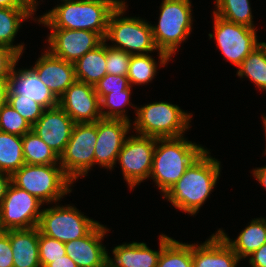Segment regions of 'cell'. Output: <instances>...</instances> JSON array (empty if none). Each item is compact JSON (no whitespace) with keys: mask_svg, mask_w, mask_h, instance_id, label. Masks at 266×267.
<instances>
[{"mask_svg":"<svg viewBox=\"0 0 266 267\" xmlns=\"http://www.w3.org/2000/svg\"><path fill=\"white\" fill-rule=\"evenodd\" d=\"M131 123L122 119L97 120V142L94 152V165L114 169L119 152L123 147Z\"/></svg>","mask_w":266,"mask_h":267,"instance_id":"obj_15","label":"cell"},{"mask_svg":"<svg viewBox=\"0 0 266 267\" xmlns=\"http://www.w3.org/2000/svg\"><path fill=\"white\" fill-rule=\"evenodd\" d=\"M262 121H263V126H264V131H265V140H266V116L262 115ZM266 154V147H265V151H264Z\"/></svg>","mask_w":266,"mask_h":267,"instance_id":"obj_48","label":"cell"},{"mask_svg":"<svg viewBox=\"0 0 266 267\" xmlns=\"http://www.w3.org/2000/svg\"><path fill=\"white\" fill-rule=\"evenodd\" d=\"M11 183L37 197L43 203L60 201L72 192L74 183L60 165L24 164L11 175Z\"/></svg>","mask_w":266,"mask_h":267,"instance_id":"obj_6","label":"cell"},{"mask_svg":"<svg viewBox=\"0 0 266 267\" xmlns=\"http://www.w3.org/2000/svg\"><path fill=\"white\" fill-rule=\"evenodd\" d=\"M254 178L266 189V165L252 170Z\"/></svg>","mask_w":266,"mask_h":267,"instance_id":"obj_44","label":"cell"},{"mask_svg":"<svg viewBox=\"0 0 266 267\" xmlns=\"http://www.w3.org/2000/svg\"><path fill=\"white\" fill-rule=\"evenodd\" d=\"M156 140L155 137L137 136V134L126 138L117 161L130 189L149 179Z\"/></svg>","mask_w":266,"mask_h":267,"instance_id":"obj_11","label":"cell"},{"mask_svg":"<svg viewBox=\"0 0 266 267\" xmlns=\"http://www.w3.org/2000/svg\"><path fill=\"white\" fill-rule=\"evenodd\" d=\"M46 267H78V266L68 255H64L61 258L52 261Z\"/></svg>","mask_w":266,"mask_h":267,"instance_id":"obj_42","label":"cell"},{"mask_svg":"<svg viewBox=\"0 0 266 267\" xmlns=\"http://www.w3.org/2000/svg\"><path fill=\"white\" fill-rule=\"evenodd\" d=\"M98 224L76 207L56 204L42 210L37 227L40 233L66 243L87 236Z\"/></svg>","mask_w":266,"mask_h":267,"instance_id":"obj_8","label":"cell"},{"mask_svg":"<svg viewBox=\"0 0 266 267\" xmlns=\"http://www.w3.org/2000/svg\"><path fill=\"white\" fill-rule=\"evenodd\" d=\"M214 34L210 39L216 40V45L226 60L238 67L242 61L262 42H258L257 31L242 24L227 21L213 13Z\"/></svg>","mask_w":266,"mask_h":267,"instance_id":"obj_10","label":"cell"},{"mask_svg":"<svg viewBox=\"0 0 266 267\" xmlns=\"http://www.w3.org/2000/svg\"><path fill=\"white\" fill-rule=\"evenodd\" d=\"M13 267H41L39 260L38 227L10 229Z\"/></svg>","mask_w":266,"mask_h":267,"instance_id":"obj_22","label":"cell"},{"mask_svg":"<svg viewBox=\"0 0 266 267\" xmlns=\"http://www.w3.org/2000/svg\"><path fill=\"white\" fill-rule=\"evenodd\" d=\"M213 13L227 21L256 29L249 0H215ZM217 9V10H216Z\"/></svg>","mask_w":266,"mask_h":267,"instance_id":"obj_29","label":"cell"},{"mask_svg":"<svg viewBox=\"0 0 266 267\" xmlns=\"http://www.w3.org/2000/svg\"><path fill=\"white\" fill-rule=\"evenodd\" d=\"M51 29L47 50L54 56L75 63L87 52L97 48L104 38L96 32L62 28Z\"/></svg>","mask_w":266,"mask_h":267,"instance_id":"obj_13","label":"cell"},{"mask_svg":"<svg viewBox=\"0 0 266 267\" xmlns=\"http://www.w3.org/2000/svg\"><path fill=\"white\" fill-rule=\"evenodd\" d=\"M136 116L133 122L137 135L155 138H176L190 128L193 114L184 112L177 105L159 101L135 107Z\"/></svg>","mask_w":266,"mask_h":267,"instance_id":"obj_5","label":"cell"},{"mask_svg":"<svg viewBox=\"0 0 266 267\" xmlns=\"http://www.w3.org/2000/svg\"><path fill=\"white\" fill-rule=\"evenodd\" d=\"M7 103L14 108L31 126L42 116L45 108L39 103L22 95H15L9 88Z\"/></svg>","mask_w":266,"mask_h":267,"instance_id":"obj_34","label":"cell"},{"mask_svg":"<svg viewBox=\"0 0 266 267\" xmlns=\"http://www.w3.org/2000/svg\"><path fill=\"white\" fill-rule=\"evenodd\" d=\"M248 258L251 267H266V243L248 256Z\"/></svg>","mask_w":266,"mask_h":267,"instance_id":"obj_40","label":"cell"},{"mask_svg":"<svg viewBox=\"0 0 266 267\" xmlns=\"http://www.w3.org/2000/svg\"><path fill=\"white\" fill-rule=\"evenodd\" d=\"M10 184H11V175L0 171V204L2 203V200L5 197Z\"/></svg>","mask_w":266,"mask_h":267,"instance_id":"obj_41","label":"cell"},{"mask_svg":"<svg viewBox=\"0 0 266 267\" xmlns=\"http://www.w3.org/2000/svg\"><path fill=\"white\" fill-rule=\"evenodd\" d=\"M38 243L41 267H46L52 261L66 255L65 243L40 233L39 229Z\"/></svg>","mask_w":266,"mask_h":267,"instance_id":"obj_35","label":"cell"},{"mask_svg":"<svg viewBox=\"0 0 266 267\" xmlns=\"http://www.w3.org/2000/svg\"><path fill=\"white\" fill-rule=\"evenodd\" d=\"M123 0H63L37 18L48 28L86 30L105 38L111 13Z\"/></svg>","mask_w":266,"mask_h":267,"instance_id":"obj_2","label":"cell"},{"mask_svg":"<svg viewBox=\"0 0 266 267\" xmlns=\"http://www.w3.org/2000/svg\"><path fill=\"white\" fill-rule=\"evenodd\" d=\"M8 79L0 78V108L7 102Z\"/></svg>","mask_w":266,"mask_h":267,"instance_id":"obj_43","label":"cell"},{"mask_svg":"<svg viewBox=\"0 0 266 267\" xmlns=\"http://www.w3.org/2000/svg\"><path fill=\"white\" fill-rule=\"evenodd\" d=\"M209 154L205 149L163 196L173 207L189 215L198 213L219 180L221 162Z\"/></svg>","mask_w":266,"mask_h":267,"instance_id":"obj_1","label":"cell"},{"mask_svg":"<svg viewBox=\"0 0 266 267\" xmlns=\"http://www.w3.org/2000/svg\"><path fill=\"white\" fill-rule=\"evenodd\" d=\"M0 131L24 136L32 126L7 102L0 108Z\"/></svg>","mask_w":266,"mask_h":267,"instance_id":"obj_33","label":"cell"},{"mask_svg":"<svg viewBox=\"0 0 266 267\" xmlns=\"http://www.w3.org/2000/svg\"><path fill=\"white\" fill-rule=\"evenodd\" d=\"M17 62L8 79V88L15 95H22L39 103L45 109L58 105V98L39 79L37 73L32 68L17 69Z\"/></svg>","mask_w":266,"mask_h":267,"instance_id":"obj_20","label":"cell"},{"mask_svg":"<svg viewBox=\"0 0 266 267\" xmlns=\"http://www.w3.org/2000/svg\"><path fill=\"white\" fill-rule=\"evenodd\" d=\"M32 12L36 13L37 6L39 5L37 0H21Z\"/></svg>","mask_w":266,"mask_h":267,"instance_id":"obj_46","label":"cell"},{"mask_svg":"<svg viewBox=\"0 0 266 267\" xmlns=\"http://www.w3.org/2000/svg\"><path fill=\"white\" fill-rule=\"evenodd\" d=\"M25 164L60 165V157L34 132L22 136Z\"/></svg>","mask_w":266,"mask_h":267,"instance_id":"obj_27","label":"cell"},{"mask_svg":"<svg viewBox=\"0 0 266 267\" xmlns=\"http://www.w3.org/2000/svg\"><path fill=\"white\" fill-rule=\"evenodd\" d=\"M75 122L59 106L45 109L32 126L39 136L59 157L70 140Z\"/></svg>","mask_w":266,"mask_h":267,"instance_id":"obj_16","label":"cell"},{"mask_svg":"<svg viewBox=\"0 0 266 267\" xmlns=\"http://www.w3.org/2000/svg\"><path fill=\"white\" fill-rule=\"evenodd\" d=\"M157 267H193L192 244L172 239L162 249Z\"/></svg>","mask_w":266,"mask_h":267,"instance_id":"obj_30","label":"cell"},{"mask_svg":"<svg viewBox=\"0 0 266 267\" xmlns=\"http://www.w3.org/2000/svg\"><path fill=\"white\" fill-rule=\"evenodd\" d=\"M76 79L95 85L106 74V41L74 63Z\"/></svg>","mask_w":266,"mask_h":267,"instance_id":"obj_24","label":"cell"},{"mask_svg":"<svg viewBox=\"0 0 266 267\" xmlns=\"http://www.w3.org/2000/svg\"><path fill=\"white\" fill-rule=\"evenodd\" d=\"M126 3H120L111 13L104 41H113L111 47L121 49L130 55L148 54L158 51L160 66L171 59L166 53L159 51L154 43L151 23L139 17H123Z\"/></svg>","mask_w":266,"mask_h":267,"instance_id":"obj_4","label":"cell"},{"mask_svg":"<svg viewBox=\"0 0 266 267\" xmlns=\"http://www.w3.org/2000/svg\"><path fill=\"white\" fill-rule=\"evenodd\" d=\"M0 267H13V253L10 244L9 230L0 236Z\"/></svg>","mask_w":266,"mask_h":267,"instance_id":"obj_39","label":"cell"},{"mask_svg":"<svg viewBox=\"0 0 266 267\" xmlns=\"http://www.w3.org/2000/svg\"><path fill=\"white\" fill-rule=\"evenodd\" d=\"M204 150L203 146L192 143L184 136L157 138L149 177L156 183L163 196Z\"/></svg>","mask_w":266,"mask_h":267,"instance_id":"obj_3","label":"cell"},{"mask_svg":"<svg viewBox=\"0 0 266 267\" xmlns=\"http://www.w3.org/2000/svg\"><path fill=\"white\" fill-rule=\"evenodd\" d=\"M42 201L12 183L0 204L2 224L6 230L38 226Z\"/></svg>","mask_w":266,"mask_h":267,"instance_id":"obj_12","label":"cell"},{"mask_svg":"<svg viewBox=\"0 0 266 267\" xmlns=\"http://www.w3.org/2000/svg\"><path fill=\"white\" fill-rule=\"evenodd\" d=\"M237 254L245 259L266 243V218H254L235 240H231L220 228L217 231Z\"/></svg>","mask_w":266,"mask_h":267,"instance_id":"obj_23","label":"cell"},{"mask_svg":"<svg viewBox=\"0 0 266 267\" xmlns=\"http://www.w3.org/2000/svg\"><path fill=\"white\" fill-rule=\"evenodd\" d=\"M191 6L190 0H163L158 25L151 24L157 49L170 58L192 31Z\"/></svg>","mask_w":266,"mask_h":267,"instance_id":"obj_7","label":"cell"},{"mask_svg":"<svg viewBox=\"0 0 266 267\" xmlns=\"http://www.w3.org/2000/svg\"><path fill=\"white\" fill-rule=\"evenodd\" d=\"M32 16L29 8H0V45L14 50L21 57L24 44L13 45L14 38L22 27L21 23Z\"/></svg>","mask_w":266,"mask_h":267,"instance_id":"obj_25","label":"cell"},{"mask_svg":"<svg viewBox=\"0 0 266 267\" xmlns=\"http://www.w3.org/2000/svg\"><path fill=\"white\" fill-rule=\"evenodd\" d=\"M131 55L121 49L108 46L106 43L107 74L127 76Z\"/></svg>","mask_w":266,"mask_h":267,"instance_id":"obj_36","label":"cell"},{"mask_svg":"<svg viewBox=\"0 0 266 267\" xmlns=\"http://www.w3.org/2000/svg\"><path fill=\"white\" fill-rule=\"evenodd\" d=\"M132 86L130 85L127 89L123 90L122 92H113L106 94L100 100V112L102 118L104 119H122L131 122L129 116H127V109H124L126 105L129 104L135 107L130 102V95H131ZM108 109L105 111V109Z\"/></svg>","mask_w":266,"mask_h":267,"instance_id":"obj_31","label":"cell"},{"mask_svg":"<svg viewBox=\"0 0 266 267\" xmlns=\"http://www.w3.org/2000/svg\"><path fill=\"white\" fill-rule=\"evenodd\" d=\"M157 63L150 54L131 55L128 69L130 85H142L151 82L157 73Z\"/></svg>","mask_w":266,"mask_h":267,"instance_id":"obj_32","label":"cell"},{"mask_svg":"<svg viewBox=\"0 0 266 267\" xmlns=\"http://www.w3.org/2000/svg\"><path fill=\"white\" fill-rule=\"evenodd\" d=\"M159 251L150 249L144 242L124 243L114 247L113 257L108 256V267H157L162 249L173 239L165 234L159 236Z\"/></svg>","mask_w":266,"mask_h":267,"instance_id":"obj_19","label":"cell"},{"mask_svg":"<svg viewBox=\"0 0 266 267\" xmlns=\"http://www.w3.org/2000/svg\"><path fill=\"white\" fill-rule=\"evenodd\" d=\"M31 68L57 98L77 80L74 64L52 55L47 49Z\"/></svg>","mask_w":266,"mask_h":267,"instance_id":"obj_18","label":"cell"},{"mask_svg":"<svg viewBox=\"0 0 266 267\" xmlns=\"http://www.w3.org/2000/svg\"><path fill=\"white\" fill-rule=\"evenodd\" d=\"M5 232H6V229L3 227L1 211H0V236H2Z\"/></svg>","mask_w":266,"mask_h":267,"instance_id":"obj_47","label":"cell"},{"mask_svg":"<svg viewBox=\"0 0 266 267\" xmlns=\"http://www.w3.org/2000/svg\"><path fill=\"white\" fill-rule=\"evenodd\" d=\"M193 267H236L237 254L216 232L202 244H192Z\"/></svg>","mask_w":266,"mask_h":267,"instance_id":"obj_21","label":"cell"},{"mask_svg":"<svg viewBox=\"0 0 266 267\" xmlns=\"http://www.w3.org/2000/svg\"><path fill=\"white\" fill-rule=\"evenodd\" d=\"M0 8H28L21 0H0Z\"/></svg>","mask_w":266,"mask_h":267,"instance_id":"obj_45","label":"cell"},{"mask_svg":"<svg viewBox=\"0 0 266 267\" xmlns=\"http://www.w3.org/2000/svg\"><path fill=\"white\" fill-rule=\"evenodd\" d=\"M97 142V121L75 123L64 152L60 155V166L73 181L87 176L94 165V152Z\"/></svg>","mask_w":266,"mask_h":267,"instance_id":"obj_9","label":"cell"},{"mask_svg":"<svg viewBox=\"0 0 266 267\" xmlns=\"http://www.w3.org/2000/svg\"><path fill=\"white\" fill-rule=\"evenodd\" d=\"M58 105L75 123H94L102 118L95 87L85 82L72 83L58 98Z\"/></svg>","mask_w":266,"mask_h":267,"instance_id":"obj_14","label":"cell"},{"mask_svg":"<svg viewBox=\"0 0 266 267\" xmlns=\"http://www.w3.org/2000/svg\"><path fill=\"white\" fill-rule=\"evenodd\" d=\"M238 77L250 79L260 90L266 91V43L257 46L238 66Z\"/></svg>","mask_w":266,"mask_h":267,"instance_id":"obj_28","label":"cell"},{"mask_svg":"<svg viewBox=\"0 0 266 267\" xmlns=\"http://www.w3.org/2000/svg\"><path fill=\"white\" fill-rule=\"evenodd\" d=\"M106 226L98 224L87 236L65 243L68 255L78 267H106L108 251L102 244Z\"/></svg>","mask_w":266,"mask_h":267,"instance_id":"obj_17","label":"cell"},{"mask_svg":"<svg viewBox=\"0 0 266 267\" xmlns=\"http://www.w3.org/2000/svg\"><path fill=\"white\" fill-rule=\"evenodd\" d=\"M24 164L22 137L0 131V171L12 175Z\"/></svg>","mask_w":266,"mask_h":267,"instance_id":"obj_26","label":"cell"},{"mask_svg":"<svg viewBox=\"0 0 266 267\" xmlns=\"http://www.w3.org/2000/svg\"><path fill=\"white\" fill-rule=\"evenodd\" d=\"M130 86L127 76L106 74L95 85V91L101 100L106 94L122 92Z\"/></svg>","mask_w":266,"mask_h":267,"instance_id":"obj_37","label":"cell"},{"mask_svg":"<svg viewBox=\"0 0 266 267\" xmlns=\"http://www.w3.org/2000/svg\"><path fill=\"white\" fill-rule=\"evenodd\" d=\"M20 56L12 49L0 45V78H10Z\"/></svg>","mask_w":266,"mask_h":267,"instance_id":"obj_38","label":"cell"}]
</instances>
